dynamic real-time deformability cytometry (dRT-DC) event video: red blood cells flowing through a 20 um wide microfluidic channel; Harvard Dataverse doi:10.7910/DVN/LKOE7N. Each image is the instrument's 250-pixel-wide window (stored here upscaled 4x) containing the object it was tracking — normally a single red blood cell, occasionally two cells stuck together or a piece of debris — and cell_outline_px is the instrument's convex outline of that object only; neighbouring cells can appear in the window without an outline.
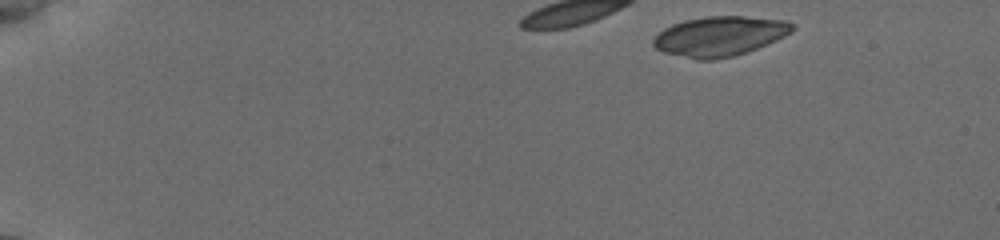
{"species": "common noctule bat (a hibernating species)", "species_latin": "Nyctalus noctula", "temperature_condition": "cold", "stored_images_in_passage": 15, "camera_frame_rate_fps": 3000, "um_per_image_px": 0.085, "animal": {"sex": "female", "body_mass_g": 19.5, "forearm_length_mm": 54.1}, "frame": {"image": 1, "passage_image": 1, "time_ms": 0.0, "image_size_px": [1000, 240], "cell_outline_px": [[796, 28], [784, 36], [776, 40], [756, 48], [732, 56], [712, 60], [696, 60], [664, 52], [656, 48], [652, 44], [652, 40], [664, 28], [672, 24], [684, 20], [708, 16], [744, 16], [788, 20]], "centroid_in_image_um": [61.16, 3.07], "position_along_channel_um": 23.8, "area_um2": 32.08}}
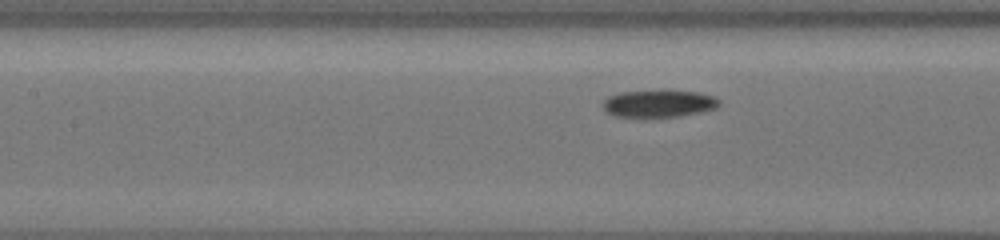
{"frame": {"image": 2, "passage_image": 10, "time_ms": 5.0, "image_size_px": [1000, 240], "cell_outline_px": [[720, 104], [716, 108], [700, 112], [680, 116], [616, 116], [608, 112], [604, 108], [604, 100], [608, 96], [620, 92], [660, 88], [664, 88], [700, 92], [716, 96], [720, 100]], "centroid_in_image_um": [56.06, 8.74], "position_along_channel_um": 151.3, "area_um2": 19.02}}
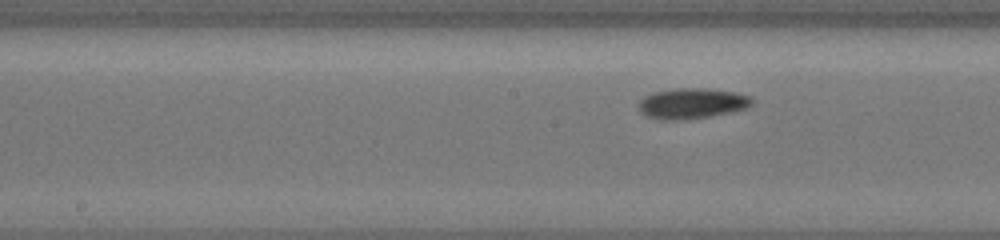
{"frame": {"image": 3, "passage_image": 13, "time_ms": 6.0, "image_size_px": [1000, 240], "cell_outline_px": [[752, 104], [744, 108], [728, 112], [708, 116], [680, 120], [660, 120], [644, 116], [640, 112], [636, 104], [644, 96], [652, 92], [676, 88], [708, 88], [732, 92], [752, 96]], "centroid_in_image_um": [58.72, 8.78], "position_along_channel_um": 189.5, "area_um2": 20.23}}